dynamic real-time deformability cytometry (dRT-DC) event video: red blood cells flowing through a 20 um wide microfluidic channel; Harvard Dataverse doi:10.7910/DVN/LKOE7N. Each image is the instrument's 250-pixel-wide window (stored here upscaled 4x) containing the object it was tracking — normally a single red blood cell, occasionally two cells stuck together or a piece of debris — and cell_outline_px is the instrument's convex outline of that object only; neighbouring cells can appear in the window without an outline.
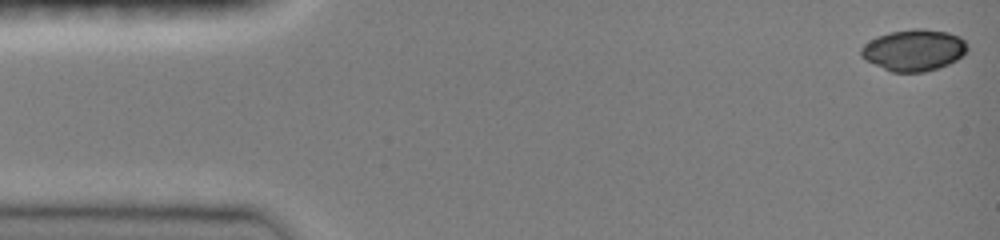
{"species": "common noctule bat (a hibernating species)", "species_latin": "Nyctalus noctula", "temperature_condition": "room temperature", "stored_images_in_passage": 46, "camera_frame_rate_fps": 3000, "um_per_image_px": 0.085, "animal": {"sex": "female", "body_mass_g": 19.0, "forearm_length_mm": 51.5}, "frame": {"image": 1, "passage_image": 1, "time_ms": 0.0, "image_size_px": [1000, 240], "cell_outline_px": [[968, 48], [964, 56], [948, 64], [924, 72], [892, 72], [864, 60], [860, 56], [860, 48], [864, 44], [876, 36], [888, 32], [912, 28], [924, 28], [948, 32], [960, 36], [968, 44]], "centroid_in_image_um": [77.67, 4.24], "position_along_channel_um": 7.3, "area_um2": 26.07}}
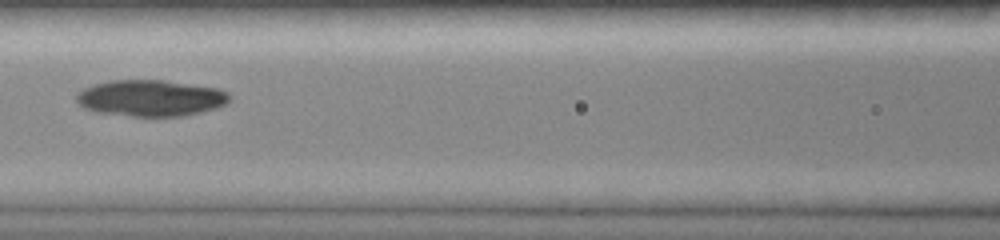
{"frame": {"image": 2, "passage_image": 21, "time_ms": 6.667, "image_size_px": [1000, 240], "cell_outline_px": [[228, 100], [224, 104], [216, 108], [184, 116], [132, 116], [96, 112], [84, 108], [76, 100], [76, 92], [84, 88], [96, 84], [112, 80], [164, 80], [216, 88], [228, 92]], "centroid_in_image_um": [12.77, 8.34], "position_along_channel_um": 153.8, "area_um2": 32.19}}
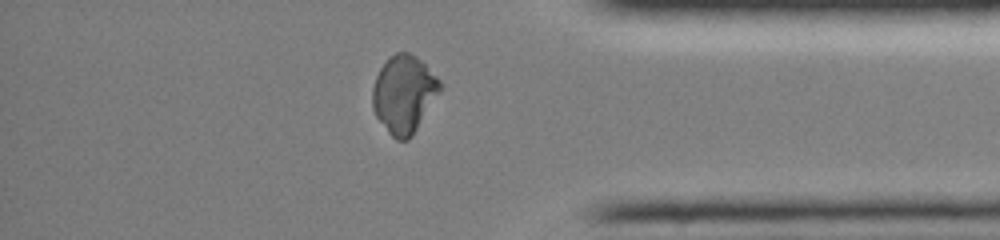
{"frame": {"image": 3, "passage_image": 40, "time_ms": 13.0, "image_size_px": [1000, 240], "cell_outline_px": [[440, 88], [412, 136], [408, 140], [396, 140], [388, 132], [376, 116], [372, 108], [372, 88], [376, 76], [380, 68], [396, 52], [412, 52], [440, 80]], "centroid_in_image_um": [34.29, 8.0], "position_along_channel_um": 400.9, "area_um2": 29.88}}